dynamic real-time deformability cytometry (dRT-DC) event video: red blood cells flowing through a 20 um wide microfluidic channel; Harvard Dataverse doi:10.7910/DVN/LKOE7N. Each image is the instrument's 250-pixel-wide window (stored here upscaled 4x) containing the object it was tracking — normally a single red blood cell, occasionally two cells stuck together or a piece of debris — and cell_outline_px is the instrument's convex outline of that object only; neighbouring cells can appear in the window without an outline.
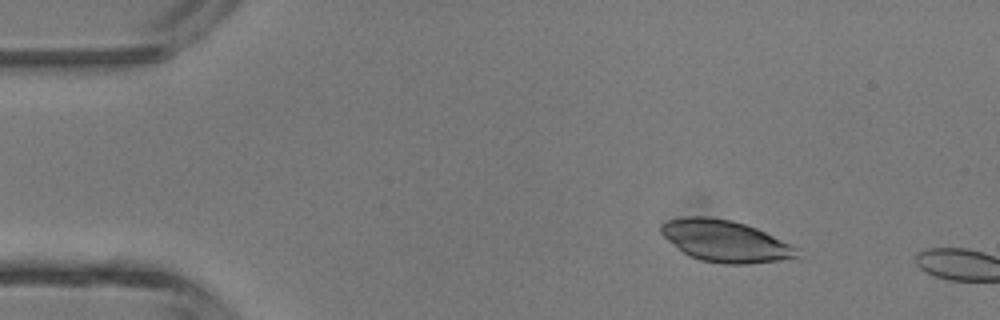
{"species": "common noctule bat (a hibernating species)", "species_latin": "Nyctalus noctula", "temperature_condition": "room temperature", "stored_images_in_passage": 3, "camera_frame_rate_fps": 3000, "um_per_image_px": 0.085, "animal": {"sex": "male", "body_mass_g": 13.3}, "frame": {"image": 1, "passage_image": 2, "time_ms": 0.333, "image_size_px": [1000, 320], "cell_outline_px": [[800, 256], [776, 260], [744, 264], [724, 264], [700, 260], [688, 256], [668, 240], [660, 232], [660, 224], [668, 220], [684, 216], [708, 216], [732, 220], [756, 228], [796, 248]], "centroid_in_image_um": [61.56, 20.48], "position_along_channel_um": 23.4, "area_um2": 32.54}}